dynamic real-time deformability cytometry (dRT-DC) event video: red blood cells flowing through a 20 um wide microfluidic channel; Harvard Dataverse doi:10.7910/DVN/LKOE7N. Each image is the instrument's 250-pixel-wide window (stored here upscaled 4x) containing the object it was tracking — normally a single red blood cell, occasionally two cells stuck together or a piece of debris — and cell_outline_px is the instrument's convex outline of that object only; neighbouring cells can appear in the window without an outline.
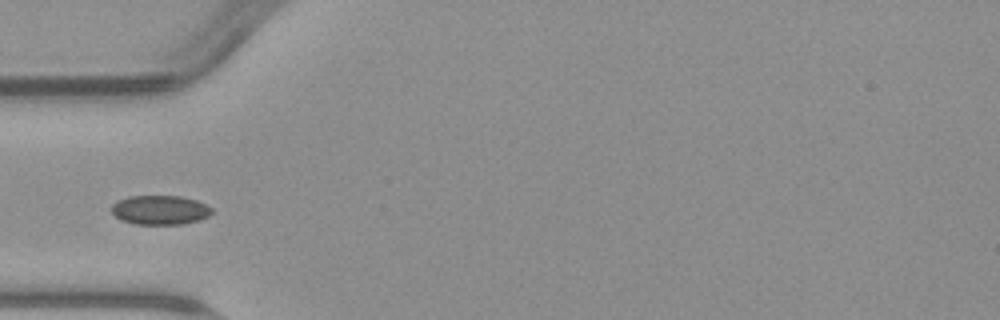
{"species": "common noctule bat (a hibernating species)", "species_latin": "Nyctalus noctula", "temperature_condition": "warm", "stored_images_in_passage": 8, "camera_frame_rate_fps": 3000, "um_per_image_px": 0.085, "animal": {"sex": "male", "body_mass_g": 23.1, "forearm_length_mm": 52.7}, "frame": {"image": 1, "passage_image": 5, "time_ms": 5.667, "image_size_px": [1000, 320], "cell_outline_px": [[212, 212], [208, 216], [200, 220], [184, 224], [136, 224], [120, 220], [112, 212], [112, 204], [116, 200], [128, 196], [180, 196], [196, 200], [208, 204], [212, 208]], "centroid_in_image_um": [13.61, 17.84], "position_along_channel_um": 71.4, "area_um2": 17.28}}
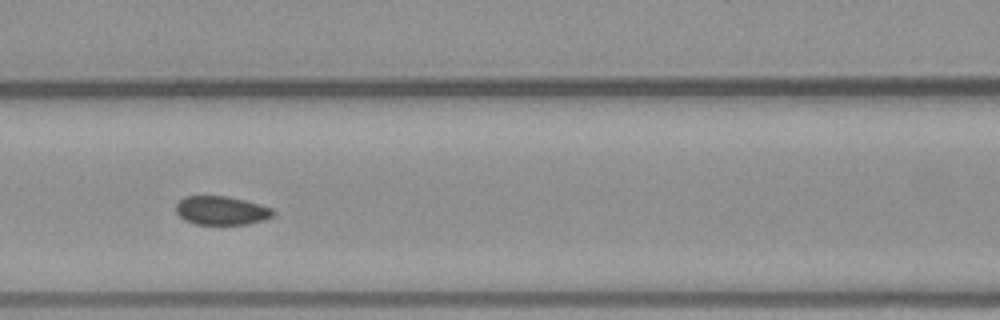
{"frame": {"image": 2, "passage_image": 7, "time_ms": 7.667, "image_size_px": [1000, 320], "cell_outline_px": [[276, 212], [272, 216], [264, 220], [248, 224], [196, 224], [184, 220], [176, 212], [176, 204], [184, 196], [228, 196], [260, 204], [272, 208]], "centroid_in_image_um": [18.83, 17.89], "position_along_channel_um": 147.8, "area_um2": 16.3}}
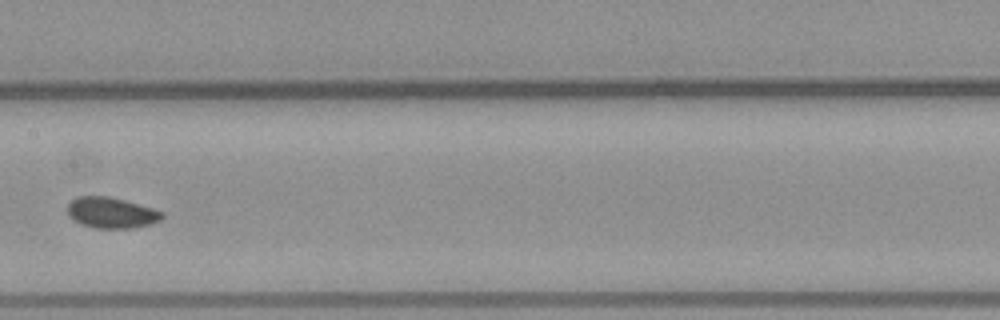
{"frame": {"image": 3, "passage_image": 8, "time_ms": 9.0, "image_size_px": [1000, 320], "cell_outline_px": [[164, 216], [160, 220], [148, 224], [132, 228], [96, 228], [80, 224], [72, 220], [68, 216], [68, 204], [76, 196], [108, 196], [124, 200], [152, 208], [164, 212]], "centroid_in_image_um": [9.43, 18.08], "position_along_channel_um": 198.0, "area_um2": 16.99}}